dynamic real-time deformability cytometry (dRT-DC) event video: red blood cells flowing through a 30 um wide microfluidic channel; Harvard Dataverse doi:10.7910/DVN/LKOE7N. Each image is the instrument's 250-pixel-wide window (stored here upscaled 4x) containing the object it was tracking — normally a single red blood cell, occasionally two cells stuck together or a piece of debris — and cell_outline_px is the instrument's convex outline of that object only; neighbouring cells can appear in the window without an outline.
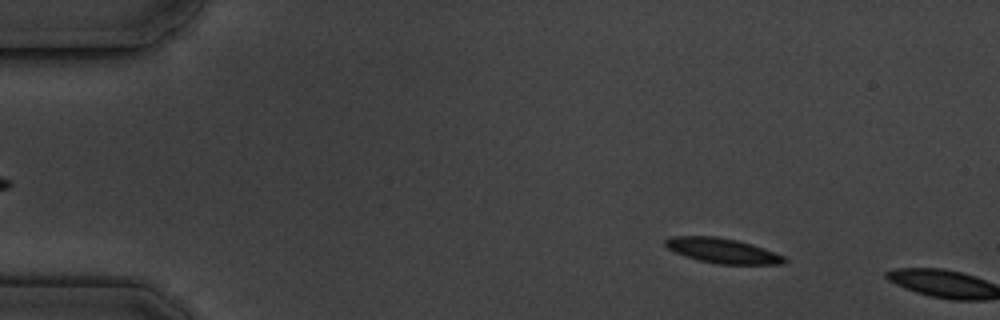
{"species": "common noctule bat (a hibernating species)", "species_latin": "Nyctalus noctula", "temperature_condition": "cold", "stored_images_in_passage": 3, "camera_frame_rate_fps": 3000, "um_per_image_px": 0.085, "animal": {"sex": "male", "body_mass_g": 19.5, "forearm_length_mm": 54.6}, "frame": {"image": 1, "passage_image": 2, "time_ms": 1.333, "image_size_px": [1000, 320], "cell_outline_px": [[788, 260], [784, 264], [720, 264], [696, 260], [676, 252], [668, 248], [664, 244], [664, 240], [672, 236], [716, 236], [736, 240], [752, 244], [764, 248], [784, 256]], "centroid_in_image_um": [61.42, 21.31], "position_along_channel_um": 23.6, "area_um2": 17.28}}